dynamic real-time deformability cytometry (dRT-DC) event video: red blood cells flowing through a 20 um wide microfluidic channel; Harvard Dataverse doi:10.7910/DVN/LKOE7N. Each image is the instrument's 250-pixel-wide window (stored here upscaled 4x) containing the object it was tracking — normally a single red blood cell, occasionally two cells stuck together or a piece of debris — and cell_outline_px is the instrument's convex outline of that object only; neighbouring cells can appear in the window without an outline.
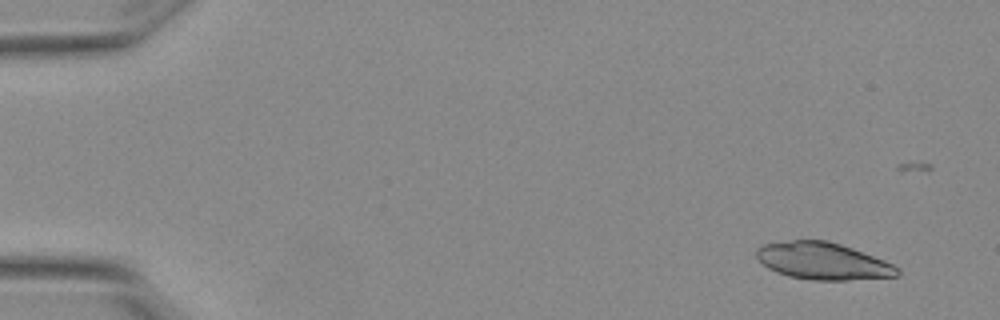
{"species": "Egyptian fruit bat (a non-hibernating species)", "species_latin": "Rousettus aegyptiacus", "temperature_condition": "warm", "stored_images_in_passage": 5, "camera_frame_rate_fps": 3000, "um_per_image_px": 0.085, "animal": {"sex": "female"}, "frame": {"image": 1, "passage_image": 1, "time_ms": 0.0, "image_size_px": [1000, 320], "cell_outline_px": [[900, 276], [848, 280], [812, 280], [788, 276], [776, 272], [768, 268], [756, 256], [756, 248], [764, 244], [792, 240], [828, 240], [852, 248], [884, 260], [900, 268]], "centroid_in_image_um": [69.96, 22.19], "position_along_channel_um": 15.0, "area_um2": 30.4}}
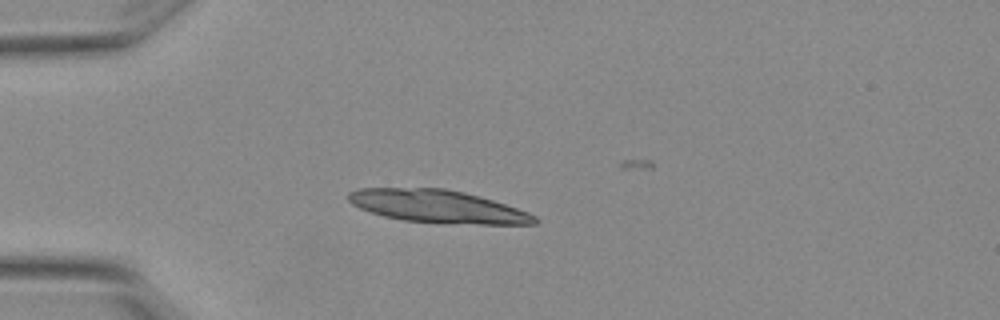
{"frame": {"image": 2, "passage_image": 4, "time_ms": 1.0, "image_size_px": [1000, 320], "cell_outline_px": [[540, 220], [536, 224], [480, 224], [404, 220], [384, 216], [360, 208], [352, 204], [348, 200], [348, 192], [356, 188], [444, 188], [464, 192], [480, 196], [528, 212], [536, 216]], "centroid_in_image_um": [37.2, 17.53], "position_along_channel_um": 47.8, "area_um2": 35.14}}